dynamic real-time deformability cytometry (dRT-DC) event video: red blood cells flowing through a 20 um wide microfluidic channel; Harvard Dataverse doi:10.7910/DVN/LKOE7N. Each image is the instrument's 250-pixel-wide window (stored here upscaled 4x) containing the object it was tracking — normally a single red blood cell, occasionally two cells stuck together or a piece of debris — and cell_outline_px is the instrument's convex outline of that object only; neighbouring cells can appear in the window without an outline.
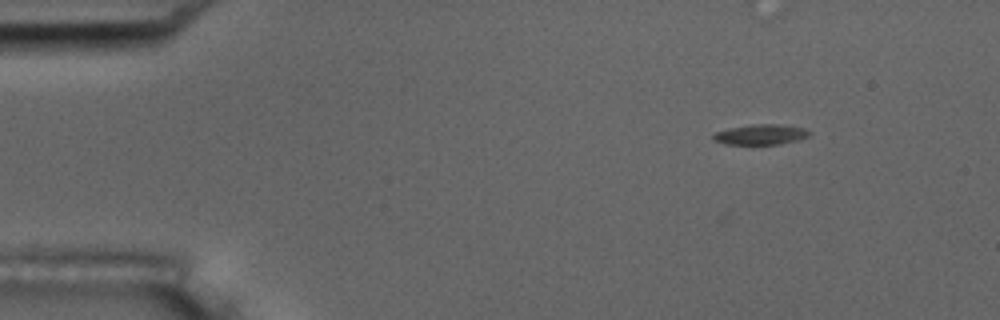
{"species": "common noctule bat (a hibernating species)", "species_latin": "Nyctalus noctula", "temperature_condition": "room temperature", "stored_images_in_passage": 2, "camera_frame_rate_fps": 3000, "um_per_image_px": 0.085, "animal": {"sex": "male", "body_mass_g": 17.5, "forearm_length_mm": 52.3}, "frame": {"image": 1, "passage_image": 2, "time_ms": 0.333, "image_size_px": [1000, 320], "cell_outline_px": [[812, 132], [808, 136], [800, 140], [780, 144], [724, 144], [712, 140], [712, 136], [716, 132], [728, 128], [756, 124], [776, 124], [804, 128]], "centroid_in_image_um": [64.67, 11.44], "position_along_channel_um": 20.3, "area_um2": 11.39}}